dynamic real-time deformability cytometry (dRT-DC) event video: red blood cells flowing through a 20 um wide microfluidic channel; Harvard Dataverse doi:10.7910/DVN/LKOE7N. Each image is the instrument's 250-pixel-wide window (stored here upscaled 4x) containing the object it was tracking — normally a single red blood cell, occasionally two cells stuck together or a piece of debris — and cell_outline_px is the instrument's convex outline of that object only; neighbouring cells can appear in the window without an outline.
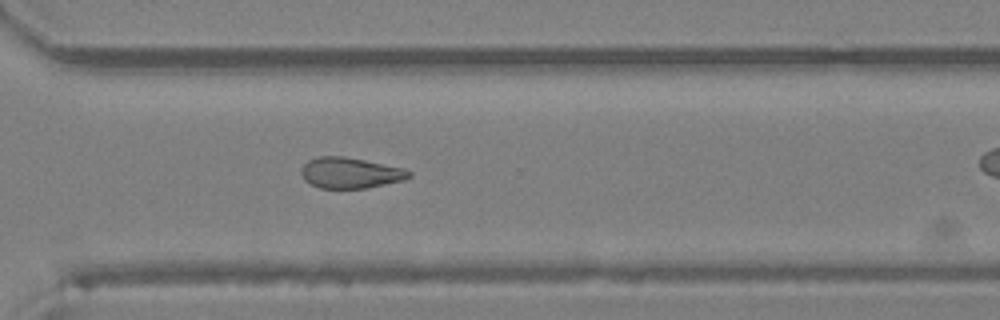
{"species": "Egyptian fruit bat (a non-hibernating species)", "species_latin": "Rousettus aegyptiacus", "temperature_condition": "room temperature", "stored_images_in_passage": 23, "camera_frame_rate_fps": 3000, "um_per_image_px": 0.085, "animal": {"sex": "female"}, "frame": {"image": 1, "passage_image": 20, "time_ms": 6.333, "image_size_px": [1000, 320], "cell_outline_px": [[412, 176], [404, 180], [368, 188], [320, 188], [304, 180], [300, 172], [300, 168], [308, 160], [316, 156], [344, 156], [404, 168], [412, 172]], "centroid_in_image_um": [29.77, 14.69], "position_along_channel_um": 340.8, "area_um2": 19.48}}